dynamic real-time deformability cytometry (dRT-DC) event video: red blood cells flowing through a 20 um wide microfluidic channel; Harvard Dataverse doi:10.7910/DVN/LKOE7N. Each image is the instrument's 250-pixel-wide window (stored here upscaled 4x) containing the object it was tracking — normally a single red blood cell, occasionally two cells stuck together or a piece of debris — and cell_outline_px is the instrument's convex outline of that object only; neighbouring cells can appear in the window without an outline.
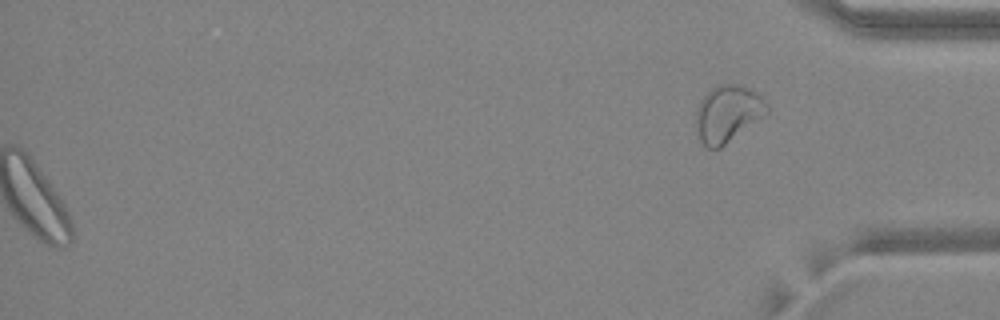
{"species": "common noctule bat (a hibernating species)", "species_latin": "Nyctalus noctula", "temperature_condition": "warm", "stored_images_in_passage": 51, "segment_of_instrument_passage": [2, 2], "camera_frame_rate_fps": 3000, "um_per_image_px": 0.085, "animal": {"sex": "female", "body_mass_g": 24.6, "forearm_length_mm": 56.2}, "frame": {"image": 1, "passage_image": 51, "time_ms": 16.667, "image_size_px": [1000, 320], "cell_outline_px": [[768, 112], [720, 148], [708, 148], [700, 140], [696, 132], [696, 108], [700, 100], [716, 84], [732, 84], [748, 88], [756, 92], [768, 104]], "centroid_in_image_um": [61.82, 9.65], "position_along_channel_um": 373.4, "area_um2": 23.18}}